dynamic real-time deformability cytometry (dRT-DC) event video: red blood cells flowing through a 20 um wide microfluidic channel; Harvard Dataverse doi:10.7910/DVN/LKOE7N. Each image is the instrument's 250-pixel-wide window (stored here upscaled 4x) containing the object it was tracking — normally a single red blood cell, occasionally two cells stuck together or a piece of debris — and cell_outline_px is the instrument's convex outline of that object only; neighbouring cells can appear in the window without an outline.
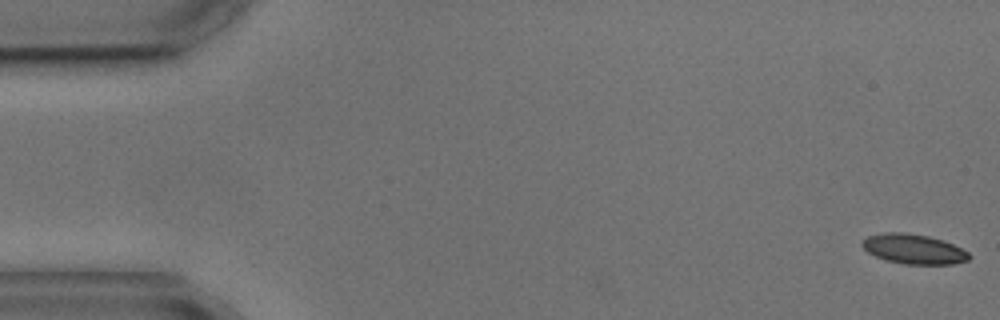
{"species": "common noctule bat (a hibernating species)", "species_latin": "Nyctalus noctula", "temperature_condition": "cold", "stored_images_in_passage": 5, "camera_frame_rate_fps": 3000, "um_per_image_px": 0.085, "animal": {"sex": "male", "body_mass_g": 17.9, "forearm_length_mm": 54.2}, "frame": {"image": 1, "passage_image": 1, "time_ms": 0.0, "image_size_px": [1000, 320], "cell_outline_px": [[972, 256], [968, 260], [952, 264], [904, 264], [884, 260], [868, 252], [860, 244], [868, 236], [884, 232], [904, 232], [928, 236], [944, 240], [968, 252]], "centroid_in_image_um": [77.66, 21.17], "position_along_channel_um": 7.3, "area_um2": 18.55}}
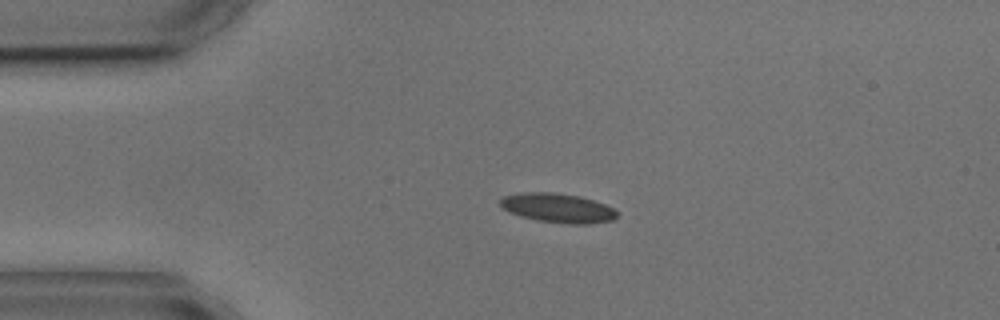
{"frame": {"image": 2, "passage_image": 4, "time_ms": 3.667, "image_size_px": [1000, 320], "cell_outline_px": [[620, 212], [612, 220], [588, 224], [568, 224], [536, 220], [520, 216], [504, 208], [500, 204], [500, 200], [504, 196], [520, 192], [552, 192], [580, 196], [604, 204]], "centroid_in_image_um": [47.42, 17.68], "position_along_channel_um": 37.6, "area_um2": 19.83}}